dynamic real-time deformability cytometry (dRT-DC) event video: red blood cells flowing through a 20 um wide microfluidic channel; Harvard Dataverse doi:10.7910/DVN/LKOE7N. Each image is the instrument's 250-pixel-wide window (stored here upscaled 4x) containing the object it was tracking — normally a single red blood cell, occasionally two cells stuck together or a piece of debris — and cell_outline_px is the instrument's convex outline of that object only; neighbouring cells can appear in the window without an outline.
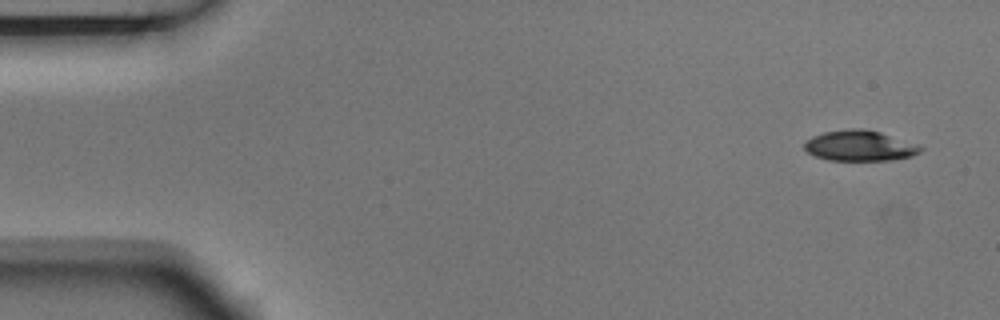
{"species": "Egyptian fruit bat (a non-hibernating species)", "species_latin": "Rousettus aegyptiacus", "temperature_condition": "room temperature", "stored_images_in_passage": 4, "camera_frame_rate_fps": 3000, "um_per_image_px": 0.085, "animal": {"sex": "male"}, "frame": {"image": 1, "passage_image": 1, "time_ms": 0.0, "image_size_px": [1000, 320], "cell_outline_px": [[924, 148], [920, 152], [912, 156], [892, 160], [828, 160], [816, 156], [808, 152], [804, 148], [804, 144], [812, 136], [824, 132], [848, 128], [864, 128], [880, 132], [920, 144]], "centroid_in_image_um": [73.12, 12.38], "position_along_channel_um": 11.9, "area_um2": 20.81}}
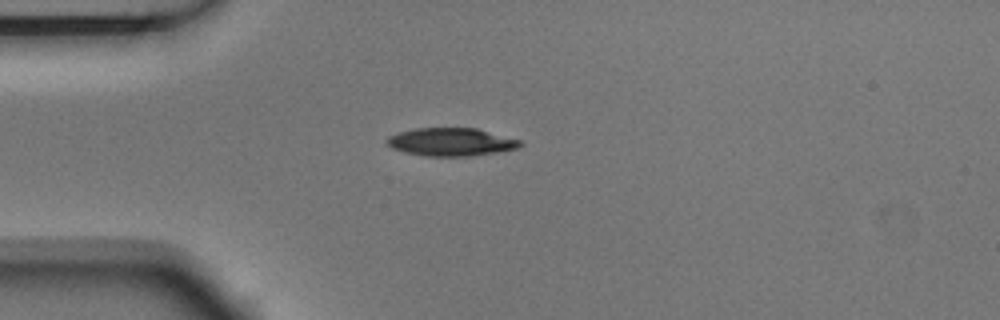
{"frame": {"image": 2, "passage_image": 4, "time_ms": 1.0, "image_size_px": [1000, 320], "cell_outline_px": [[524, 144], [520, 148], [472, 156], [428, 156], [404, 152], [392, 148], [384, 140], [388, 136], [400, 132], [416, 128], [476, 128], [520, 140]], "centroid_in_image_um": [38.35, 12.07], "position_along_channel_um": 46.7, "area_um2": 21.73}}